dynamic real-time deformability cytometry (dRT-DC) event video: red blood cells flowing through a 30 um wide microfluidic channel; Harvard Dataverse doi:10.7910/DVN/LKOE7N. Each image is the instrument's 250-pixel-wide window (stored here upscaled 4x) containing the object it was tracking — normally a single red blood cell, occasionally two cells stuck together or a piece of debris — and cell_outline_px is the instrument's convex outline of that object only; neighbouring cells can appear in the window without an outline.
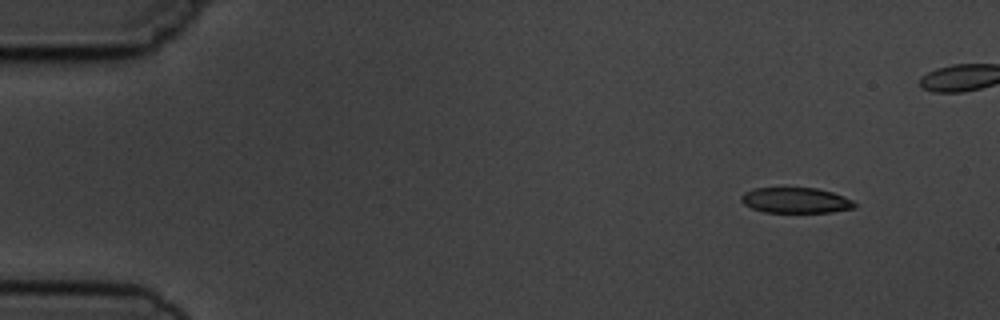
{"species": "common noctule bat (a hibernating species)", "species_latin": "Nyctalus noctula", "temperature_condition": "cold", "stored_images_in_passage": 5, "camera_frame_rate_fps": 3000, "um_per_image_px": 0.085, "animal": {"sex": "male", "body_mass_g": 19.5, "forearm_length_mm": 54.6}, "frame": {"image": 1, "passage_image": 1, "time_ms": 0.0, "image_size_px": [1000, 320], "cell_outline_px": [[856, 208], [832, 212], [764, 212], [752, 208], [744, 204], [740, 200], [740, 196], [744, 192], [752, 188], [816, 188], [832, 192], [844, 196], [852, 200], [856, 204]], "centroid_in_image_um": [67.63, 17.03], "position_along_channel_um": 17.4, "area_um2": 16.94}}